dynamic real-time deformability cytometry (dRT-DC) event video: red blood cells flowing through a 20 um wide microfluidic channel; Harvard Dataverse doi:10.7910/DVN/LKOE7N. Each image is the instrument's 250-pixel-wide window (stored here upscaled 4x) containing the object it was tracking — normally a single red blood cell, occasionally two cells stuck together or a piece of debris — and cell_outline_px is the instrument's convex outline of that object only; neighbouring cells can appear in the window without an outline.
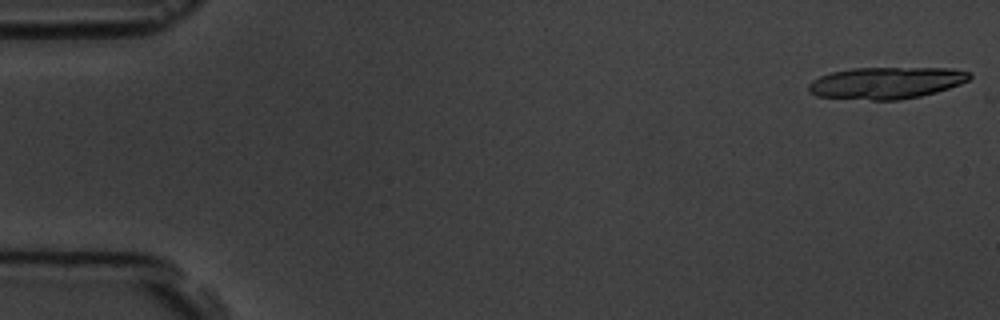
{"species": "common noctule bat (a hibernating species)", "species_latin": "Nyctalus noctula", "temperature_condition": "room temperature", "stored_images_in_passage": 4, "camera_frame_rate_fps": 3000, "um_per_image_px": 0.085, "animal": {"sex": "male", "body_mass_g": 19.5, "forearm_length_mm": 54.6}, "frame": {"image": 1, "passage_image": 1, "time_ms": 0.0, "image_size_px": [1000, 320], "cell_outline_px": [[972, 76], [968, 80], [960, 84], [936, 92], [920, 96], [896, 100], [872, 100], [816, 96], [808, 92], [808, 84], [812, 80], [820, 76], [832, 72], [852, 68], [952, 68], [972, 72]], "centroid_in_image_um": [75.33, 7.04], "position_along_channel_um": 9.7, "area_um2": 29.88}}